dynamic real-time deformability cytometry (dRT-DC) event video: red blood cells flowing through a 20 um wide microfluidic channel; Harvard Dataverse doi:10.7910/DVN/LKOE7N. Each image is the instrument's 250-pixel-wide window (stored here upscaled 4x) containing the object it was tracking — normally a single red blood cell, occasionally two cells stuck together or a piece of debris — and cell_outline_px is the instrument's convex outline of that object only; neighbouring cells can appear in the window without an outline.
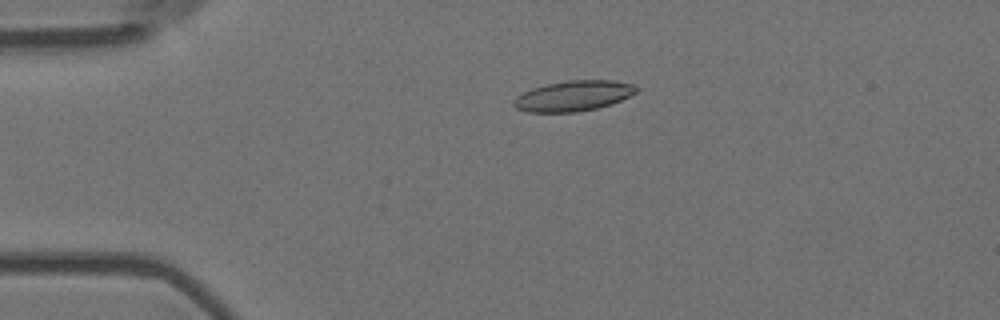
{"species": "Egyptian fruit bat (a non-hibernating species)", "species_latin": "Rousettus aegyptiacus", "temperature_condition": "room temperature", "stored_images_in_passage": 5, "camera_frame_rate_fps": 3000, "um_per_image_px": 0.085, "animal": {"sex": "female"}, "frame": {"image": 1, "passage_image": 4, "time_ms": 1.0, "image_size_px": [1000, 320], "cell_outline_px": [[636, 92], [620, 100], [596, 108], [576, 112], [528, 112], [516, 108], [512, 104], [512, 100], [516, 96], [532, 88], [544, 84], [568, 80], [612, 80], [636, 84]], "centroid_in_image_um": [48.69, 8.14], "position_along_channel_um": 36.3, "area_um2": 21.68}}